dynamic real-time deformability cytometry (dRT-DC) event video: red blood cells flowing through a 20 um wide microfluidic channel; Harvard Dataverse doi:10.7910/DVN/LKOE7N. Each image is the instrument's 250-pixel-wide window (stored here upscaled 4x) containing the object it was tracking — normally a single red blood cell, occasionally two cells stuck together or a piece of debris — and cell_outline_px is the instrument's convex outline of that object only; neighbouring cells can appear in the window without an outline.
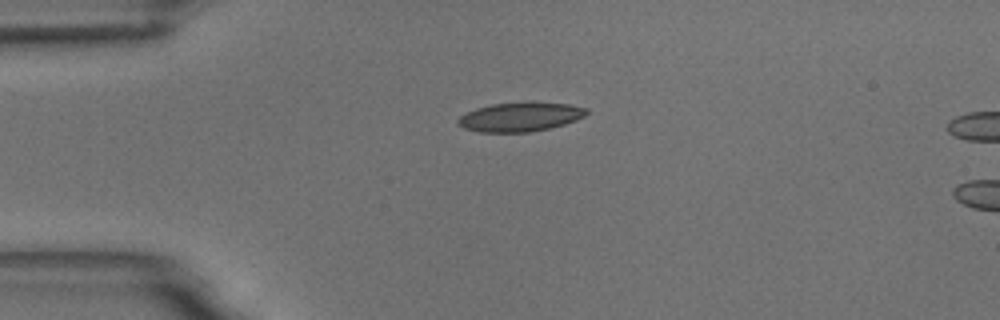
{"species": "common noctule bat (a hibernating species)", "species_latin": "Nyctalus noctula", "temperature_condition": "room temperature", "stored_images_in_passage": 4, "camera_frame_rate_fps": 3000, "um_per_image_px": 0.085, "animal": {"sex": "male", "body_mass_g": 18.8}, "frame": {"image": 1, "passage_image": 1, "time_ms": 0.0, "image_size_px": [1000, 320], "cell_outline_px": [[588, 112], [584, 116], [576, 120], [564, 124], [548, 128], [528, 132], [480, 132], [464, 128], [456, 120], [460, 116], [476, 108], [492, 104], [568, 104], [588, 108]], "centroid_in_image_um": [44.2, 9.96], "position_along_channel_um": 40.8, "area_um2": 20.98}}